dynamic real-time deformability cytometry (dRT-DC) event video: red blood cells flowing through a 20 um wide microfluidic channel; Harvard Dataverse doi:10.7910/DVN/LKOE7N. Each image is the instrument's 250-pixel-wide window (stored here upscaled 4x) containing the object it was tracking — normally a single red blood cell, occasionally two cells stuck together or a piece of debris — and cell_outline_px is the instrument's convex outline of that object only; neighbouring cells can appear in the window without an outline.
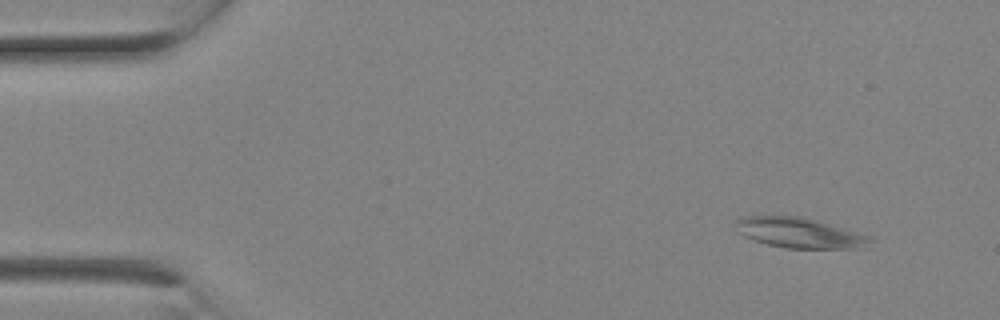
{"species": "Egyptian fruit bat (a non-hibernating species)", "species_latin": "Rousettus aegyptiacus", "temperature_condition": "room temperature", "stored_images_in_passage": 1, "camera_frame_rate_fps": 3000, "um_per_image_px": 0.085, "animal": {"sex": "female"}, "frame": {"image": 1, "passage_image": 1, "time_ms": 0.0, "image_size_px": [1000, 320], "cell_outline_px": [[872, 240], [856, 248], [788, 248], [768, 244], [744, 236], [736, 232], [736, 220], [744, 216], [800, 216], [816, 220], [872, 236]], "centroid_in_image_um": [67.91, 19.78], "position_along_channel_um": 17.1, "area_um2": 23.29}}